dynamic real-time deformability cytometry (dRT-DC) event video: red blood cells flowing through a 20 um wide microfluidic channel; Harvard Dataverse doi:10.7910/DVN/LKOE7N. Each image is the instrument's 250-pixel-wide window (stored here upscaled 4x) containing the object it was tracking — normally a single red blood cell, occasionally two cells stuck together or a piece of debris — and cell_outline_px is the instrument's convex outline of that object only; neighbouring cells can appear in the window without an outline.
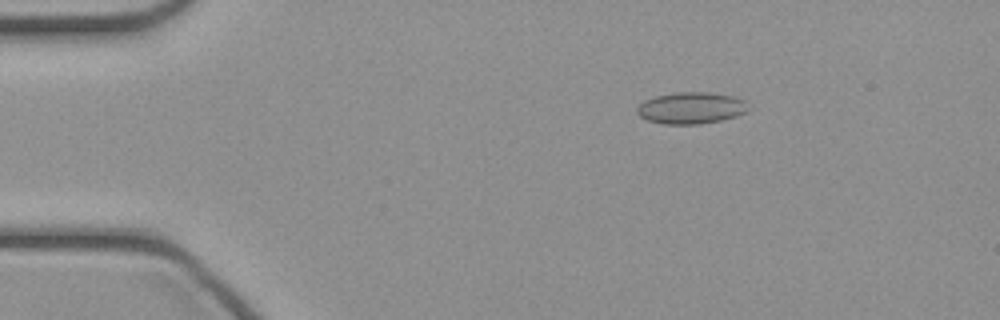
{"species": "common noctule bat (a hibernating species)", "species_latin": "Nyctalus noctula", "temperature_condition": "cold", "stored_images_in_passage": 41, "camera_frame_rate_fps": 3000, "um_per_image_px": 0.085, "animal": {"sex": "female", "body_mass_g": 21.9}, "frame": {"image": 1, "passage_image": 2, "time_ms": 0.333, "image_size_px": [1000, 320], "cell_outline_px": [[744, 112], [736, 116], [720, 120], [700, 124], [664, 124], [648, 120], [640, 116], [636, 112], [636, 108], [644, 100], [656, 96], [676, 92], [708, 92], [732, 96], [744, 100]], "centroid_in_image_um": [58.67, 9.18], "position_along_channel_um": 26.3, "area_um2": 20.17}}
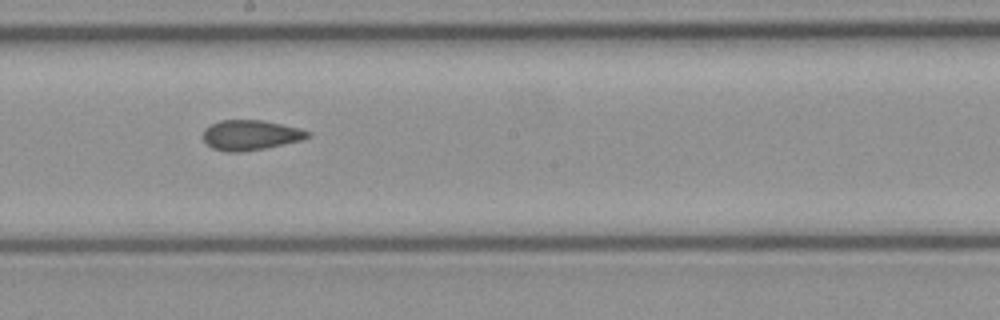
{"frame": {"image": 2, "passage_image": 20, "time_ms": 6.333, "image_size_px": [1000, 320], "cell_outline_px": [[312, 136], [300, 140], [264, 148], [240, 152], [228, 152], [212, 148], [200, 136], [204, 128], [220, 120], [260, 120], [300, 128], [308, 132]], "centroid_in_image_um": [21.23, 11.48], "position_along_channel_um": 227.0, "area_um2": 18.21}}
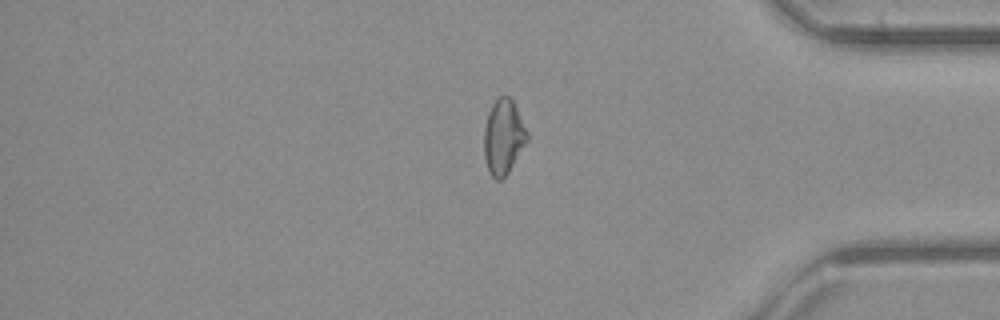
{"frame": {"image": 3, "passage_image": 33, "time_ms": 10.667, "image_size_px": [1000, 320], "cell_outline_px": [[528, 140], [508, 172], [500, 180], [496, 180], [488, 172], [484, 156], [484, 128], [488, 112], [492, 104], [500, 96], [508, 96], [512, 100], [528, 132]], "centroid_in_image_um": [42.78, 11.65], "position_along_channel_um": 392.4, "area_um2": 18.67}}